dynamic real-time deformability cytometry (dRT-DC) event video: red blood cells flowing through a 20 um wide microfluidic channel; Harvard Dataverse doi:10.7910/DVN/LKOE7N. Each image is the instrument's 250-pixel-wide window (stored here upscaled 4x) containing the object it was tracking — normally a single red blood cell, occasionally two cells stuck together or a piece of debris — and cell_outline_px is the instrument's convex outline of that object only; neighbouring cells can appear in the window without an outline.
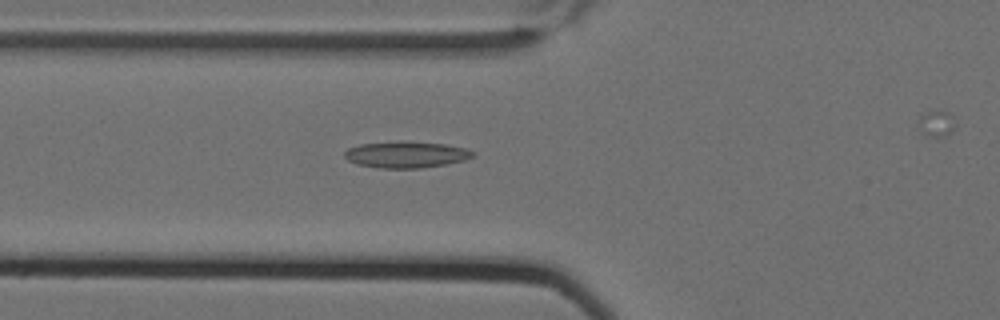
{"species": "Egyptian fruit bat (a non-hibernating species)", "species_latin": "Rousettus aegyptiacus", "temperature_condition": "cold", "stored_images_in_passage": 3, "camera_frame_rate_fps": 3000, "um_per_image_px": 0.085, "animal": {"sex": "female"}, "frame": {"image": 1, "passage_image": 2, "time_ms": 0.333, "image_size_px": [1000, 320], "cell_outline_px": [[476, 156], [464, 160], [448, 164], [424, 168], [380, 168], [356, 164], [348, 160], [344, 156], [344, 152], [348, 148], [360, 144], [396, 140], [400, 140], [444, 144], [468, 148]], "centroid_in_image_um": [34.52, 13.13], "position_along_channel_um": 91.3, "area_um2": 20.11}}